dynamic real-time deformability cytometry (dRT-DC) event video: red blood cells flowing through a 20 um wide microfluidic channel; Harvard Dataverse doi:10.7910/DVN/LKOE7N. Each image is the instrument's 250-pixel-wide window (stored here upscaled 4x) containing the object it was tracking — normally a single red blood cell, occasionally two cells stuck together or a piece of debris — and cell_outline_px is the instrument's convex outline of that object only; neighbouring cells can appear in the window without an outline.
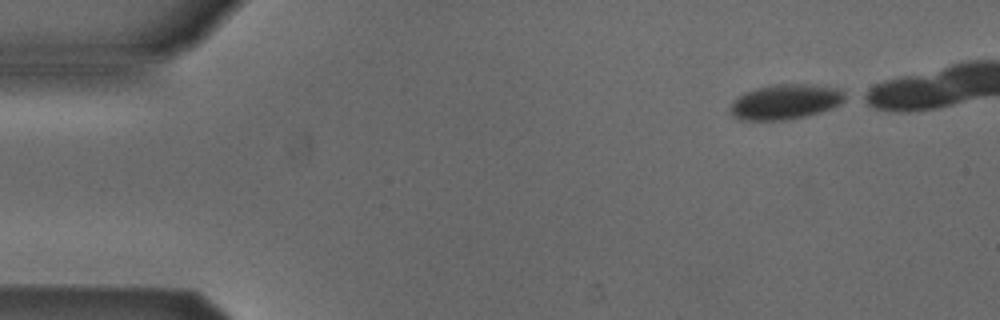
{"species": "Egyptian fruit bat (a non-hibernating species)", "species_latin": "Rousettus aegyptiacus", "temperature_condition": "cold", "stored_images_in_passage": 25, "camera_frame_rate_fps": 3000, "um_per_image_px": 0.085, "animal": {"sex": "male"}, "frame": {"image": 1, "passage_image": 1, "time_ms": 0.0, "image_size_px": [1000, 320], "cell_outline_px": [[852, 96], [848, 100], [832, 108], [820, 112], [804, 116], [784, 120], [740, 120], [732, 116], [728, 112], [728, 108], [732, 100], [744, 92], [756, 88], [772, 84], [812, 84], [840, 88]], "centroid_in_image_um": [66.79, 8.64], "position_along_channel_um": 18.2, "area_um2": 24.16}}
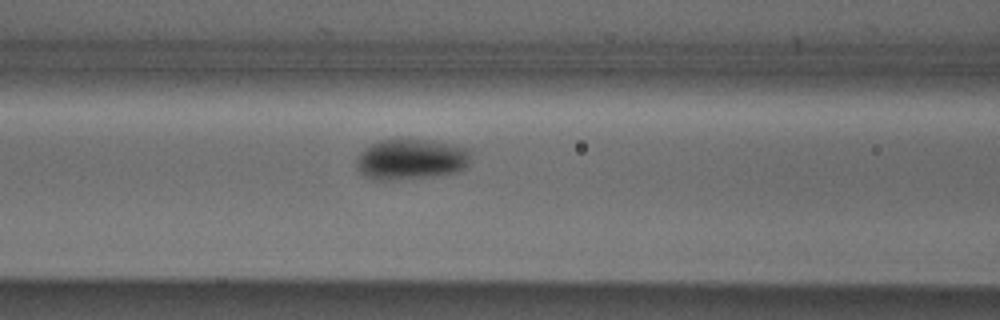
{"frame": {"image": 2, "passage_image": 17, "time_ms": 5.333, "image_size_px": [1000, 320], "cell_outline_px": [[472, 152], [468, 168], [456, 172], [432, 176], [392, 180], [372, 180], [360, 172], [356, 168], [356, 156], [364, 148], [380, 140], [400, 136], [448, 144], [468, 148]], "centroid_in_image_um": [34.91, 13.52], "position_along_channel_um": 131.7, "area_um2": 27.8}}
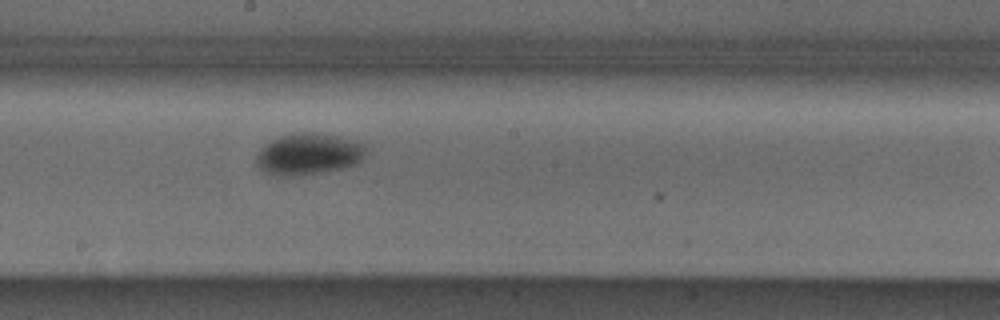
{"frame": {"image": 3, "passage_image": 24, "time_ms": 7.667, "image_size_px": [1000, 320], "cell_outline_px": [[364, 156], [360, 164], [344, 168], [296, 176], [276, 176], [264, 172], [256, 168], [256, 156], [260, 148], [264, 144], [280, 136], [300, 132], [312, 132], [340, 136], [364, 144]], "centroid_in_image_um": [26.19, 13.11], "position_along_channel_um": 222.0, "area_um2": 26.82}}